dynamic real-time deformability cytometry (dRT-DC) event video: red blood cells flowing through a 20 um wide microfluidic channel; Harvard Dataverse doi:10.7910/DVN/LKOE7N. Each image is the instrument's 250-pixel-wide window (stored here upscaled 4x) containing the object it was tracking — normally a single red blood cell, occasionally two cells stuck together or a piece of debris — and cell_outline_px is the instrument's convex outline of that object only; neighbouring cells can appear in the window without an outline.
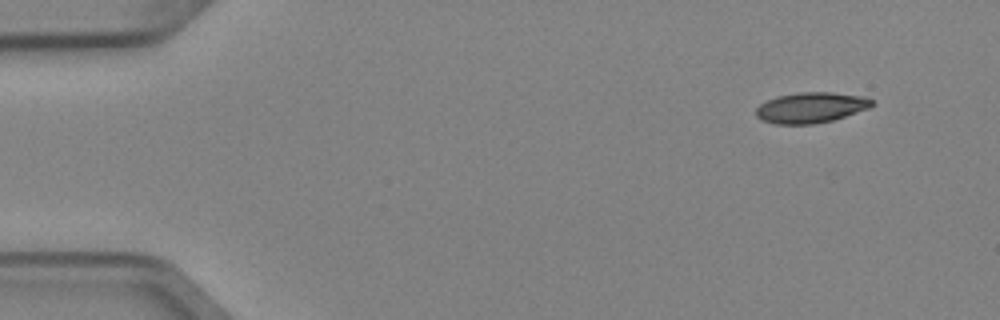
{"species": "Egyptian fruit bat (a non-hibernating species)", "species_latin": "Rousettus aegyptiacus", "temperature_condition": "cold", "stored_images_in_passage": 4, "camera_frame_rate_fps": 3000, "um_per_image_px": 0.085, "animal": {"sex": "female"}, "frame": {"image": 1, "passage_image": 1, "time_ms": 0.0, "image_size_px": [1000, 320], "cell_outline_px": [[872, 104], [868, 108], [832, 120], [812, 124], [776, 124], [760, 120], [756, 116], [756, 108], [760, 104], [776, 96], [800, 92], [832, 92], [864, 96], [872, 100]], "centroid_in_image_um": [68.88, 9.14], "position_along_channel_um": 16.1, "area_um2": 20.52}}
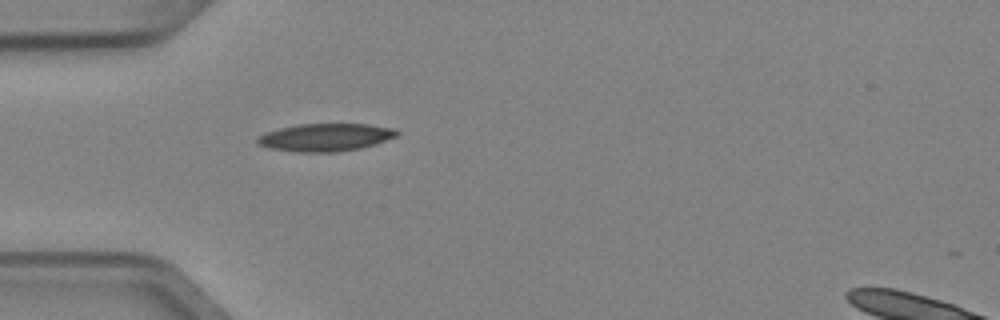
{"frame": {"image": 2, "passage_image": 4, "time_ms": 1.0, "image_size_px": [1000, 320], "cell_outline_px": [[400, 132], [396, 136], [376, 144], [360, 148], [332, 152], [296, 152], [268, 148], [256, 144], [256, 136], [280, 128], [300, 124], [368, 124], [396, 128]], "centroid_in_image_um": [27.66, 11.67], "position_along_channel_um": 57.3, "area_um2": 22.6}}